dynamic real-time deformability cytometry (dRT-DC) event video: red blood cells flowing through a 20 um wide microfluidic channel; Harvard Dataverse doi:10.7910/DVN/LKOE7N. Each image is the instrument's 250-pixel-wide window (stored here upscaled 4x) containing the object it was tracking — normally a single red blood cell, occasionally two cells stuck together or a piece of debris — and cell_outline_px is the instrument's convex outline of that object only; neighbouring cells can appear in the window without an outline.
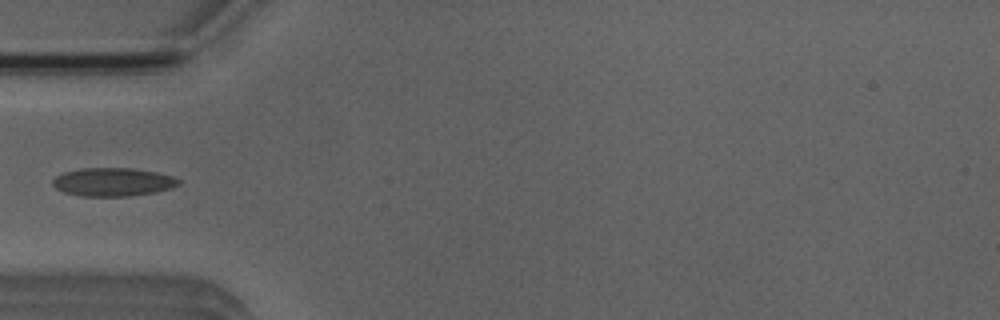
{"species": "Egyptian fruit bat (a non-hibernating species)", "species_latin": "Rousettus aegyptiacus", "temperature_condition": "room temperature", "stored_images_in_passage": 5, "camera_frame_rate_fps": 3000, "um_per_image_px": 0.085, "animal": {"sex": "male"}, "frame": {"image": 1, "passage_image": 4, "time_ms": 4.333, "image_size_px": [1000, 320], "cell_outline_px": [[180, 184], [172, 188], [156, 192], [132, 196], [80, 196], [64, 192], [56, 188], [52, 184], [52, 180], [56, 176], [64, 172], [80, 168], [132, 168], [156, 172], [172, 176], [180, 180]], "centroid_in_image_um": [9.6, 15.47], "position_along_channel_um": 75.4, "area_um2": 20.92}}